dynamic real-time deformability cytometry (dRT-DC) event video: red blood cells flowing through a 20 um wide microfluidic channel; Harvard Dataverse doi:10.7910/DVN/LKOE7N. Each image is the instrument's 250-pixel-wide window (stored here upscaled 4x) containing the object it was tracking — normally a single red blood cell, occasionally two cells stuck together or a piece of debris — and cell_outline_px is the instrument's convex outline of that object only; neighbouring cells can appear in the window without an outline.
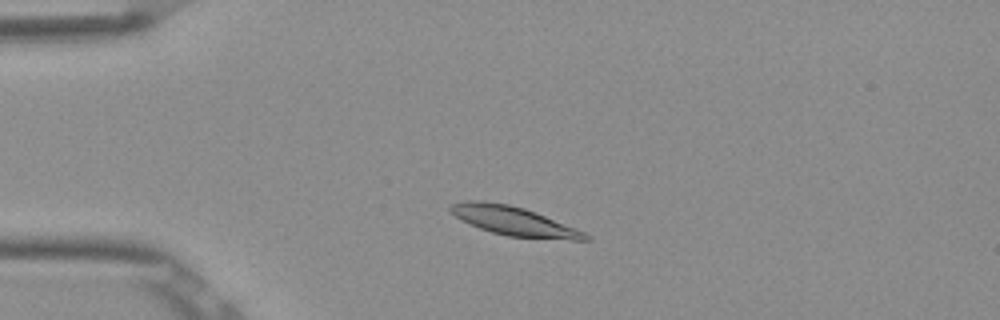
{"species": "Egyptian fruit bat (a non-hibernating species)", "species_latin": "Rousettus aegyptiacus", "temperature_condition": "room temperature", "stored_images_in_passage": 3, "camera_frame_rate_fps": 3000, "um_per_image_px": 0.085, "frame": {"image": 1, "passage_image": 2, "time_ms": 0.333, "image_size_px": [1000, 320], "cell_outline_px": [[592, 240], [572, 240], [508, 236], [492, 232], [480, 228], [460, 220], [448, 208], [452, 204], [468, 200], [484, 200], [508, 204], [524, 208], [576, 228], [592, 236]], "centroid_in_image_um": [43.69, 18.79], "position_along_channel_um": 41.3, "area_um2": 22.66}}